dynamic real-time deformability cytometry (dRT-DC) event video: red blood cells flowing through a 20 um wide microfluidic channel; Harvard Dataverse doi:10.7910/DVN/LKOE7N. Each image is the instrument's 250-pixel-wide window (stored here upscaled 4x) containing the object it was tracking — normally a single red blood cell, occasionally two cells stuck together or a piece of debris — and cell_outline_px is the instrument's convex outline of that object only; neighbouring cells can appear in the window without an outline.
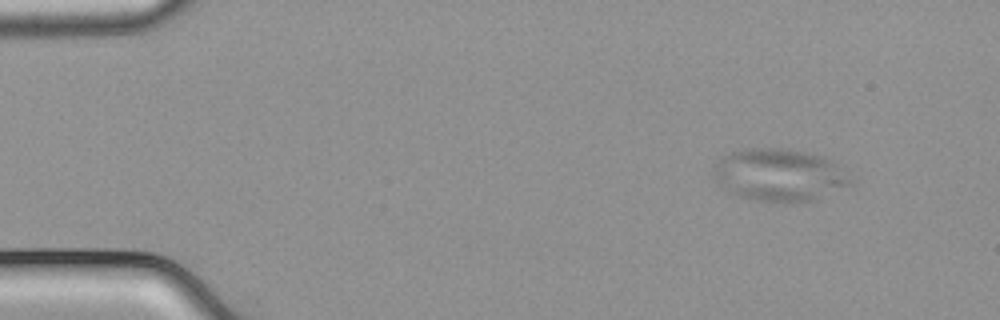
{"species": "common noctule bat (a hibernating species)", "species_latin": "Nyctalus noctula", "temperature_condition": "cold", "stored_images_in_passage": 55, "camera_frame_rate_fps": 3000, "um_per_image_px": 0.085, "animal": {"sex": "male", "body_mass_g": 21.5, "forearm_length_mm": 52.0}, "frame": {"image": 1, "passage_image": 7, "time_ms": 2.0, "image_size_px": [1000, 320], "cell_outline_px": [[856, 180], [852, 184], [812, 200], [788, 204], [760, 200], [740, 196], [732, 192], [720, 184], [716, 176], [720, 156], [744, 148], [788, 148], [820, 156], [832, 160]], "centroid_in_image_um": [66.33, 14.87], "position_along_channel_um": 18.7, "area_um2": 41.44}}
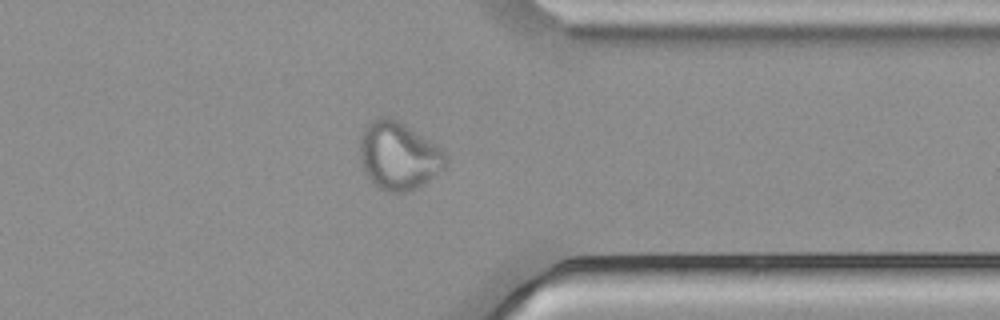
{"frame": {"image": 2, "passage_image": 44, "time_ms": 14.333, "image_size_px": [1000, 320], "cell_outline_px": [[448, 164], [444, 168], [420, 188], [408, 192], [388, 192], [380, 188], [364, 172], [360, 164], [360, 140], [364, 128], [372, 120], [380, 116], [388, 116], [396, 120], [436, 144], [448, 156]], "centroid_in_image_um": [33.89, 13.26], "position_along_channel_um": 377.5, "area_um2": 33.99}}
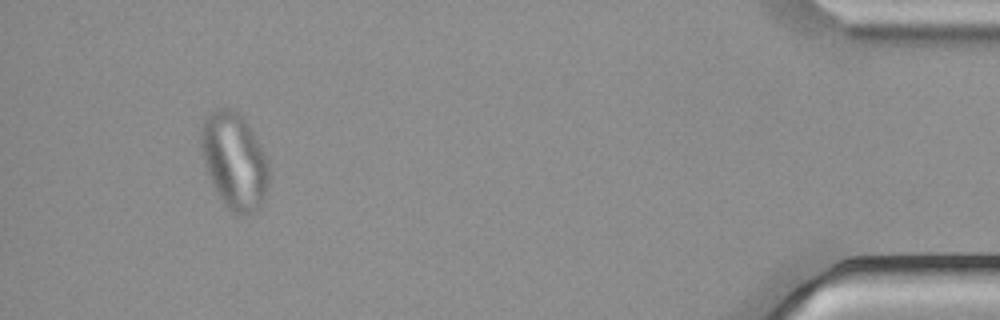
{"frame": {"image": 3, "passage_image": 52, "time_ms": 17.0, "image_size_px": [1000, 320], "cell_outline_px": [[268, 188], [264, 200], [248, 216], [236, 216], [224, 204], [216, 192], [208, 176], [200, 148], [200, 132], [204, 120], [216, 108], [224, 104], [232, 108], [244, 120], [252, 132], [268, 164]], "centroid_in_image_um": [19.88, 13.69], "position_along_channel_um": 415.3, "area_um2": 37.97}}